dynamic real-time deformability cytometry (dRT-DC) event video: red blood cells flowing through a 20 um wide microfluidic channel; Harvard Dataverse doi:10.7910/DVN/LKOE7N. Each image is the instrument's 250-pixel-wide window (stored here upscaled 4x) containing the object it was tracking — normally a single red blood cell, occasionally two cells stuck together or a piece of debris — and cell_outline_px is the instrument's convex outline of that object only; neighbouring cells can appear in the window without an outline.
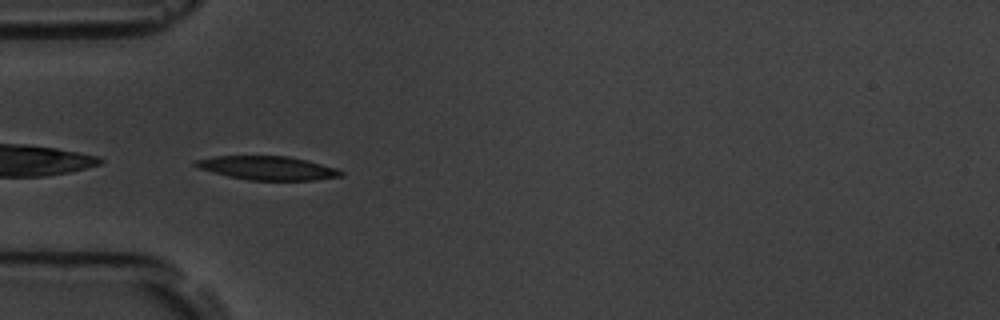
{"species": "common noctule bat (a hibernating species)", "species_latin": "Nyctalus noctula", "temperature_condition": "room temperature", "stored_images_in_passage": 38, "camera_frame_rate_fps": 3000, "um_per_image_px": 0.085, "animal": {"sex": "male", "body_mass_g": 19.5, "forearm_length_mm": 54.6}, "frame": {"image": 1, "passage_image": 1, "time_ms": 0.0, "image_size_px": [1000, 320], "cell_outline_px": [[344, 176], [316, 180], [248, 180], [228, 176], [212, 172], [200, 168], [192, 164], [192, 160], [212, 156], [288, 156], [308, 160], [336, 168], [344, 172]], "centroid_in_image_um": [22.74, 14.28], "position_along_channel_um": 62.3, "area_um2": 20.29}}
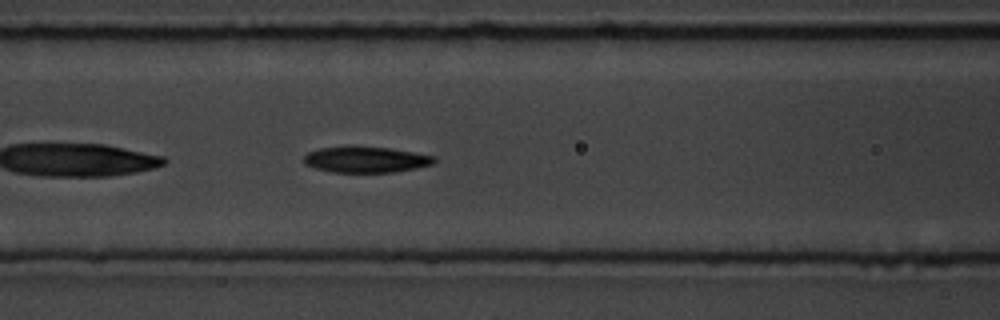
{"frame": {"image": 2, "passage_image": 7, "time_ms": 2.0, "image_size_px": [1000, 320], "cell_outline_px": [[436, 160], [432, 164], [416, 168], [392, 172], [332, 172], [316, 168], [304, 164], [304, 156], [308, 152], [320, 148], [388, 148], [436, 156]], "centroid_in_image_um": [31.12, 13.59], "position_along_channel_um": 135.5, "area_um2": 19.07}}
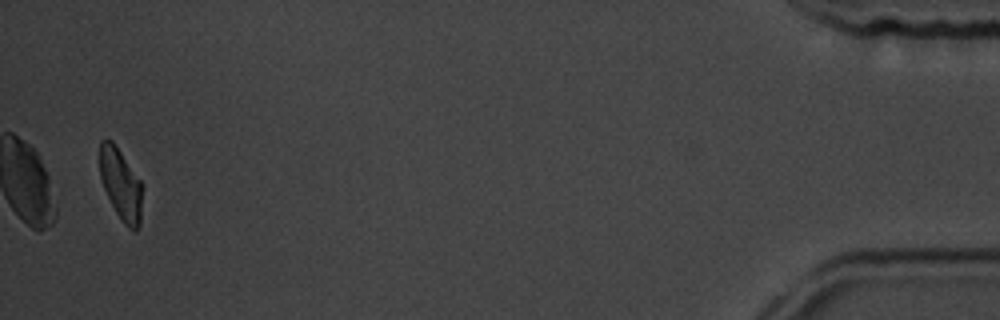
{"frame": {"image": 3, "passage_image": 37, "time_ms": 12.0, "image_size_px": [1000, 320], "cell_outline_px": [[140, 224], [136, 232], [132, 232], [124, 224], [116, 212], [104, 188], [100, 176], [100, 140], [112, 140], [140, 180]], "centroid_in_image_um": [10.25, 15.68], "position_along_channel_um": 425.0, "area_um2": 17.17}, "authors_computed_cell_mechanics": {"area_um2": 19.652, "velocity_mm_per_s": 3.7667, "shape_relaxation_time_tau1_ms": 2.5826, "shape_relaxation_time_tau2_ms": 7.3443, "deformation_change_tau1": 0.1186, "deformation_change_tau2": 0.1574}}